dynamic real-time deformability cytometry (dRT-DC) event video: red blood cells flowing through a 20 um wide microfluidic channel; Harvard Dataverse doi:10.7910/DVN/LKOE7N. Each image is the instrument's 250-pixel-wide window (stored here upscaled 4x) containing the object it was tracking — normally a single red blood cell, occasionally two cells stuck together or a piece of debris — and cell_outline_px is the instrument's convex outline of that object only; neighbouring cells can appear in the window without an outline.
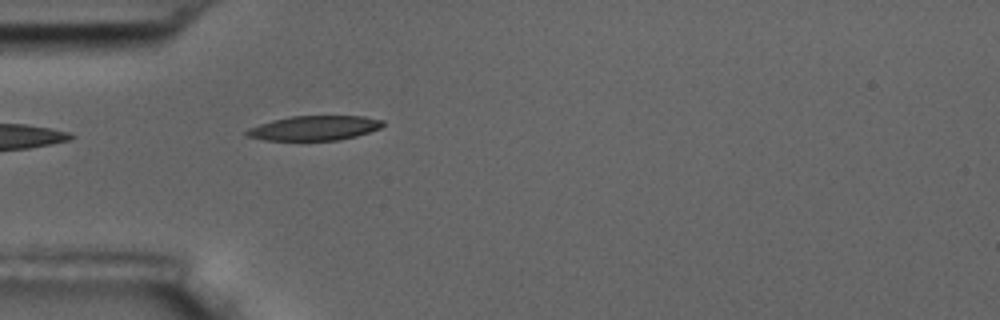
{"species": "common noctule bat (a hibernating species)", "species_latin": "Nyctalus noctula", "temperature_condition": "room temperature", "stored_images_in_passage": 4, "camera_frame_rate_fps": 3000, "um_per_image_px": 0.085, "animal": {"sex": "male", "body_mass_g": 17.5, "forearm_length_mm": 52.3}, "frame": {"image": 1, "passage_image": 4, "time_ms": 3.333, "image_size_px": [1000, 320], "cell_outline_px": [[384, 124], [380, 128], [356, 136], [336, 140], [264, 140], [244, 136], [244, 132], [248, 128], [272, 120], [292, 116], [364, 116], [384, 120]], "centroid_in_image_um": [26.69, 10.88], "position_along_channel_um": 58.3, "area_um2": 19.54}}